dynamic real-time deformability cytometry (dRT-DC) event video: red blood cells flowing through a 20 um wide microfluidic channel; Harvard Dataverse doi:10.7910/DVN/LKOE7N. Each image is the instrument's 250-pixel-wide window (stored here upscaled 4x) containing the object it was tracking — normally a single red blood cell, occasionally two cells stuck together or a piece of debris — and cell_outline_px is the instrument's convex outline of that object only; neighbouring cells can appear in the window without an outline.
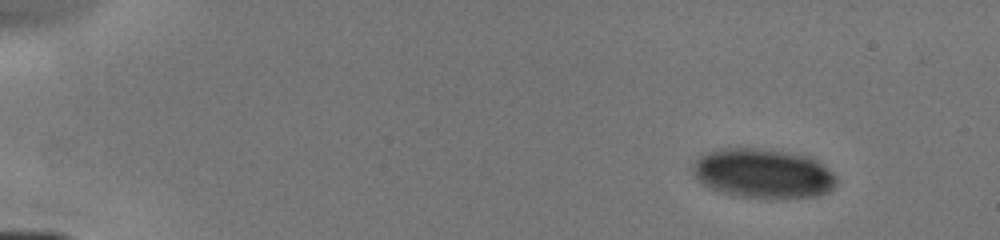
{"species": "human", "species_latin": "Homo sapiens", "temperature_condition": "cold", "stored_images_in_passage": 5, "camera_frame_rate_fps": 3000, "um_per_image_px": 0.085, "donor": {"sex": "male"}, "frame": {"image": 1, "passage_image": 1, "time_ms": 0.0, "image_size_px": [1000, 240], "cell_outline_px": [[836, 184], [828, 192], [820, 196], [736, 196], [712, 188], [704, 184], [692, 172], [692, 164], [700, 156], [708, 152], [720, 148], [768, 148], [804, 156], [828, 168], [836, 176]], "centroid_in_image_um": [64.84, 14.71], "position_along_channel_um": 20.2, "area_um2": 40.46}}
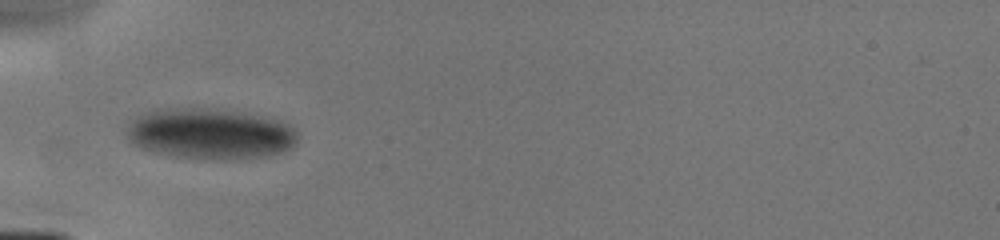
{"frame": {"image": 2, "passage_image": 5, "time_ms": 4.0, "image_size_px": [1000, 240], "cell_outline_px": [[296, 144], [280, 152], [264, 156], [176, 156], [140, 148], [132, 144], [128, 140], [124, 132], [132, 120], [156, 108], [216, 108], [280, 120], [296, 128]], "centroid_in_image_um": [17.81, 11.31], "position_along_channel_um": 67.2, "area_um2": 49.19}}